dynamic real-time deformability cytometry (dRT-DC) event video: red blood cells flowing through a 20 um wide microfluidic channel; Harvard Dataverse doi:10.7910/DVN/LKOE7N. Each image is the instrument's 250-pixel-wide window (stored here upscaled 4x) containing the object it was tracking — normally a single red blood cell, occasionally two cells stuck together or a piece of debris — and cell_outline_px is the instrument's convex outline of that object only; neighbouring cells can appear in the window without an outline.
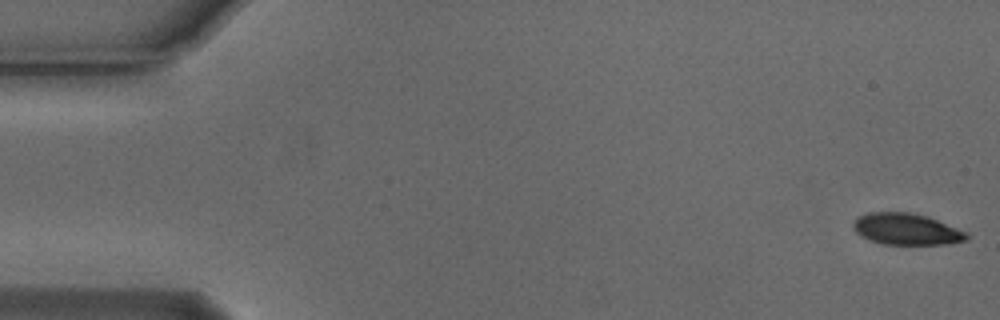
{"species": "Egyptian fruit bat (a non-hibernating species)", "species_latin": "Rousettus aegyptiacus", "temperature_condition": "cold", "stored_images_in_passage": 17, "camera_frame_rate_fps": 3000, "um_per_image_px": 0.085, "animal": {"sex": "male"}, "frame": {"image": 1, "passage_image": 1, "time_ms": 0.0, "image_size_px": [1000, 320], "cell_outline_px": [[968, 240], [948, 244], [880, 244], [868, 240], [860, 236], [856, 232], [852, 224], [860, 216], [868, 212], [908, 212], [928, 216], [964, 232], [968, 236]], "centroid_in_image_um": [77.0, 19.48], "position_along_channel_um": 8.0, "area_um2": 20.63}}
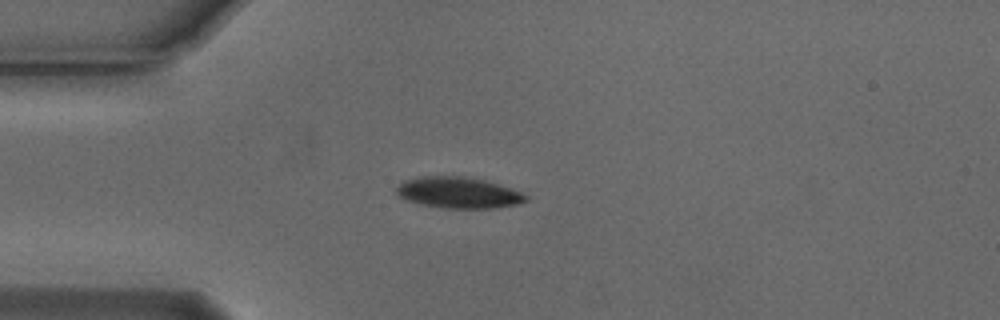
{"frame": {"image": 2, "passage_image": 14, "time_ms": 4.333, "image_size_px": [1000, 320], "cell_outline_px": [[528, 200], [516, 204], [496, 208], [444, 208], [420, 204], [408, 200], [400, 196], [396, 192], [396, 188], [404, 180], [416, 176], [460, 176], [484, 180], [520, 192], [528, 196]], "centroid_in_image_um": [38.93, 16.37], "position_along_channel_um": 46.1, "area_um2": 23.24}}